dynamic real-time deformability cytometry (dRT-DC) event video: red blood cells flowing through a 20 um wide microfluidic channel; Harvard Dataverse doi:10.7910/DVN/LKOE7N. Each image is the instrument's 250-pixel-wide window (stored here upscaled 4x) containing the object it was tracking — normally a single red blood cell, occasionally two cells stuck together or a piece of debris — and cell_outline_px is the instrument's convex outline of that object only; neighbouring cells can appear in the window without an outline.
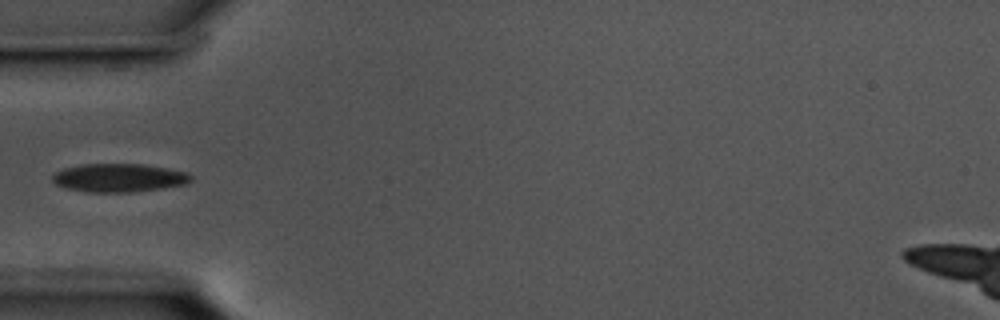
{"species": "common noctule bat (a hibernating species)", "species_latin": "Nyctalus noctula", "temperature_condition": "cold", "stored_images_in_passage": 39, "camera_frame_rate_fps": 3000, "um_per_image_px": 0.085, "animal": {"sex": "male", "body_mass_g": 17.5, "forearm_length_mm": 52.3}, "frame": {"image": 1, "passage_image": 1, "time_ms": 0.0, "image_size_px": [1000, 320], "cell_outline_px": [[188, 180], [180, 184], [152, 188], [104, 192], [72, 188], [60, 184], [52, 176], [68, 168], [88, 164], [136, 164], [160, 168], [180, 172], [188, 176]], "centroid_in_image_um": [10.04, 15.08], "position_along_channel_um": 75.0, "area_um2": 20.35}}
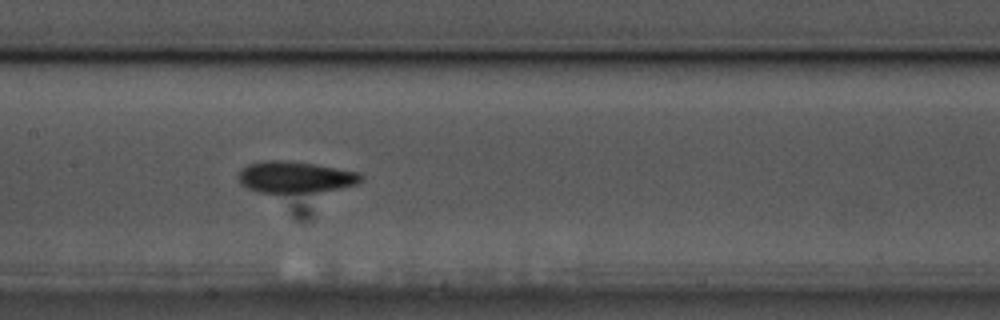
{"frame": {"image": 2, "passage_image": 10, "time_ms": 3.0, "image_size_px": [1000, 320], "cell_outline_px": [[360, 180], [352, 184], [332, 188], [304, 192], [264, 192], [252, 188], [244, 184], [240, 180], [240, 172], [244, 168], [252, 164], [312, 164], [356, 172], [360, 176]], "centroid_in_image_um": [25.11, 15.1], "position_along_channel_um": 182.3, "area_um2": 19.77}}
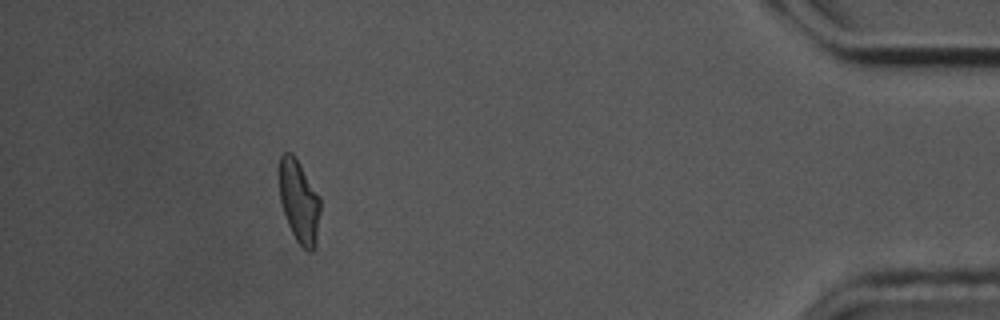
{"frame": {"image": 3, "passage_image": 34, "time_ms": 11.0, "image_size_px": [1000, 320], "cell_outline_px": [[320, 208], [316, 232], [312, 248], [304, 248], [296, 240], [288, 224], [280, 200], [280, 156], [284, 152], [288, 152], [296, 160], [320, 200]], "centroid_in_image_um": [25.38, 17.1], "position_along_channel_um": 409.8, "area_um2": 18.32}}